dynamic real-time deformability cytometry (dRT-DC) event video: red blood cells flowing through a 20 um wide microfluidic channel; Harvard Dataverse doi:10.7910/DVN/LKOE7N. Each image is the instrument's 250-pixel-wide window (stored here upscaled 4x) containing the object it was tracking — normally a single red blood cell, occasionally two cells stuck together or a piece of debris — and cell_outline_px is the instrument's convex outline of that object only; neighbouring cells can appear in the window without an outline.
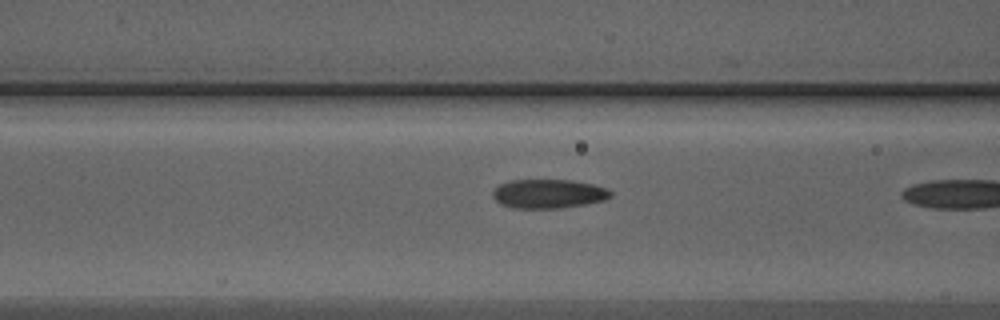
{"species": "Egyptian fruit bat (a non-hibernating species)", "species_latin": "Rousettus aegyptiacus", "temperature_condition": "warm", "stored_images_in_passage": 4, "camera_frame_rate_fps": 3000, "um_per_image_px": 0.085, "animal": {"sex": "male"}, "frame": {"image": 1, "passage_image": 3, "time_ms": 0.667, "image_size_px": [1000, 320], "cell_outline_px": [[612, 196], [604, 200], [584, 204], [560, 208], [512, 208], [500, 204], [492, 196], [492, 192], [500, 184], [512, 180], [572, 180], [592, 184], [608, 188], [612, 192]], "centroid_in_image_um": [46.62, 16.47], "position_along_channel_um": 120.0, "area_um2": 19.94}}